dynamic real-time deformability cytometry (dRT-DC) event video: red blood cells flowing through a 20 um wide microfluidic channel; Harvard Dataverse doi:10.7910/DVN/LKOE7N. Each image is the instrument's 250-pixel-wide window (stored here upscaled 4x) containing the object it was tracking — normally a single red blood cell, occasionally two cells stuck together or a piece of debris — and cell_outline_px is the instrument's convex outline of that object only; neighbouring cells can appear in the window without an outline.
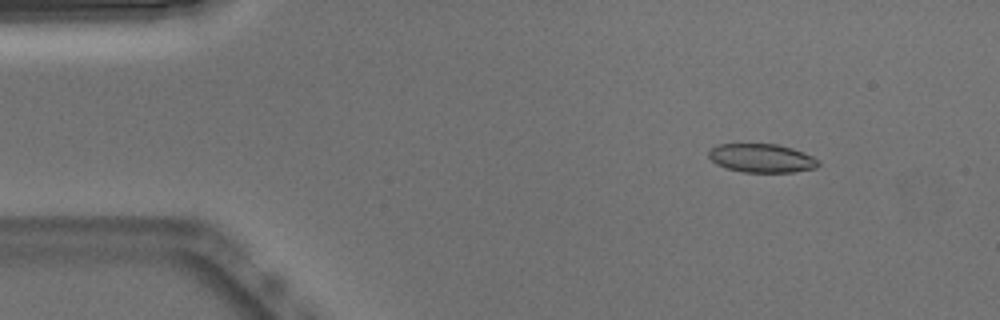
{"species": "Egyptian fruit bat (a non-hibernating species)", "species_latin": "Rousettus aegyptiacus", "temperature_condition": "warm", "stored_images_in_passage": 50, "camera_frame_rate_fps": 3000, "um_per_image_px": 0.085, "animal": {"sex": "male"}, "frame": {"image": 1, "passage_image": 5, "time_ms": 1.333, "image_size_px": [1000, 320], "cell_outline_px": [[820, 164], [816, 168], [792, 172], [744, 172], [724, 168], [716, 164], [708, 156], [708, 152], [716, 144], [776, 144], [792, 148], [804, 152], [820, 160]], "centroid_in_image_um": [64.75, 13.44], "position_along_channel_um": 20.3, "area_um2": 18.44}}
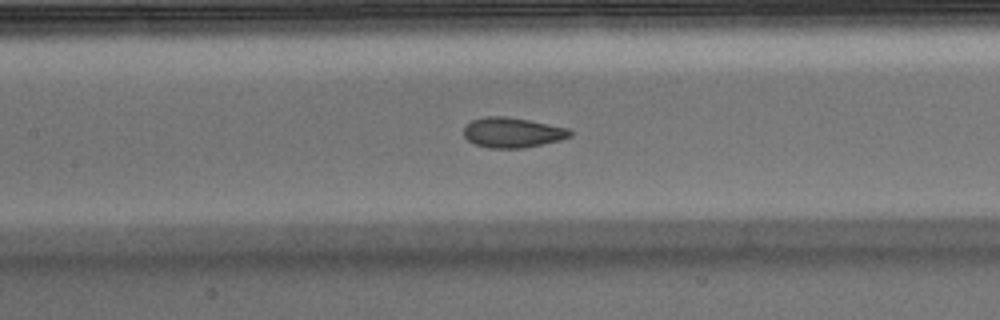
{"frame": {"image": 2, "passage_image": 22, "time_ms": 7.0, "image_size_px": [1000, 320], "cell_outline_px": [[572, 136], [560, 140], [544, 144], [524, 148], [488, 148], [476, 144], [468, 140], [464, 136], [464, 124], [472, 120], [484, 116], [504, 116], [528, 120], [568, 128], [572, 132]], "centroid_in_image_um": [43.54, 11.26], "position_along_channel_um": 163.9, "area_um2": 18.73}}
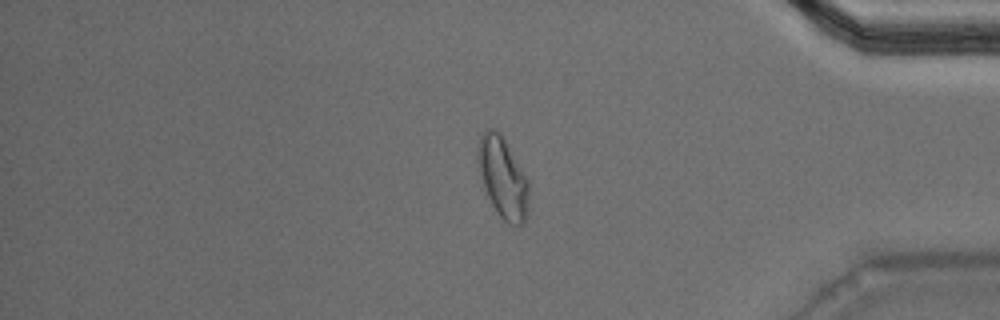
{"frame": {"image": 3, "passage_image": 42, "time_ms": 13.667, "image_size_px": [1000, 320], "cell_outline_px": [[528, 216], [524, 224], [508, 224], [496, 212], [484, 188], [476, 160], [476, 152], [480, 136], [488, 128], [492, 128], [500, 132], [528, 180]], "centroid_in_image_um": [42.73, 15.11], "position_along_channel_um": 392.5, "area_um2": 23.99}, "authors_computed_cell_mechanics": {"area_um2": 18.9295, "velocity_mm_per_s": 3.8491, "shape_relaxation_time_tau1_ms": 9.3925, "shape_relaxation_time_tau2_ms": 1.1353, "deformation_change_tau1": 0.2117, "deformation_change_tau2": 0.0647}}